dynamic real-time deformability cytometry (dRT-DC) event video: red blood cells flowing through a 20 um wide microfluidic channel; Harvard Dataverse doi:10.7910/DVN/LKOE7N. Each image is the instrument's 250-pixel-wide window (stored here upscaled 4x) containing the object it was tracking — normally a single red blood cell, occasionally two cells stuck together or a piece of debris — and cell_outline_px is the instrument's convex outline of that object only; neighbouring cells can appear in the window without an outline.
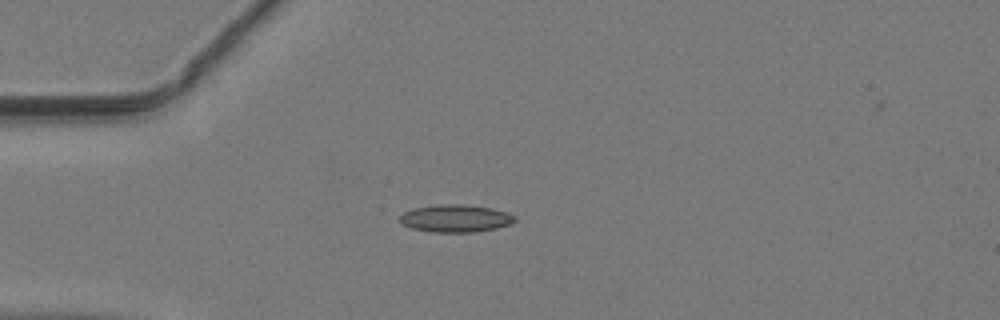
{"species": "common noctule bat (a hibernating species)", "species_latin": "Nyctalus noctula", "temperature_condition": "warm", "stored_images_in_passage": 28, "camera_frame_rate_fps": 3000, "um_per_image_px": 0.085, "animal": {"sex": "male", "body_mass_g": 19.2, "forearm_length_mm": 51.8}, "frame": {"image": 1, "passage_image": 1, "time_ms": 0.0, "image_size_px": [1000, 320], "cell_outline_px": [[516, 220], [508, 224], [496, 228], [476, 232], [436, 232], [412, 228], [400, 224], [400, 216], [404, 212], [412, 208], [436, 204], [464, 204], [492, 208], [508, 212], [516, 216]], "centroid_in_image_um": [38.71, 18.55], "position_along_channel_um": 46.3, "area_um2": 18.55}}
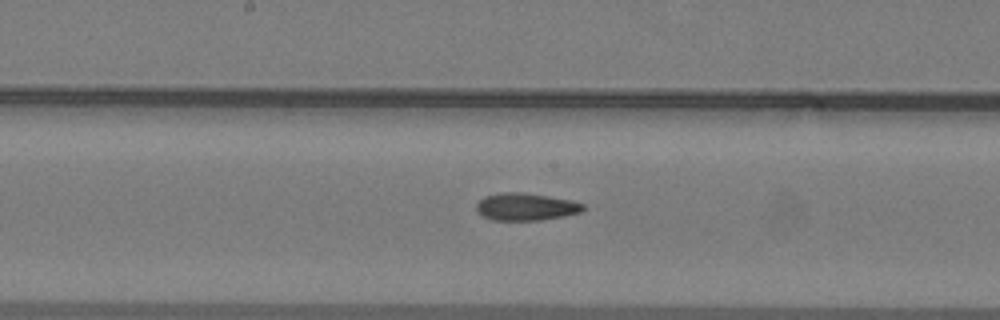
{"frame": {"image": 2, "passage_image": 13, "time_ms": 4.0, "image_size_px": [1000, 320], "cell_outline_px": [[584, 208], [580, 212], [564, 216], [540, 220], [492, 220], [476, 212], [476, 204], [484, 196], [500, 192], [520, 192], [548, 196], [572, 200], [584, 204]], "centroid_in_image_um": [44.67, 17.57], "position_along_channel_um": 203.5, "area_um2": 17.05}}
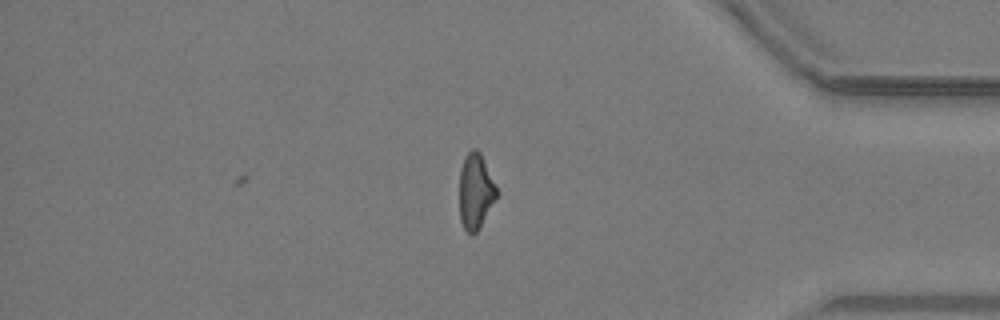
{"frame": {"image": 3, "passage_image": 28, "time_ms": 9.0, "image_size_px": [1000, 320], "cell_outline_px": [[500, 192], [476, 232], [472, 236], [464, 228], [460, 220], [460, 168], [464, 156], [472, 148], [476, 148], [480, 152]], "centroid_in_image_um": [40.43, 16.22], "position_along_channel_um": 394.8, "area_um2": 16.47}}